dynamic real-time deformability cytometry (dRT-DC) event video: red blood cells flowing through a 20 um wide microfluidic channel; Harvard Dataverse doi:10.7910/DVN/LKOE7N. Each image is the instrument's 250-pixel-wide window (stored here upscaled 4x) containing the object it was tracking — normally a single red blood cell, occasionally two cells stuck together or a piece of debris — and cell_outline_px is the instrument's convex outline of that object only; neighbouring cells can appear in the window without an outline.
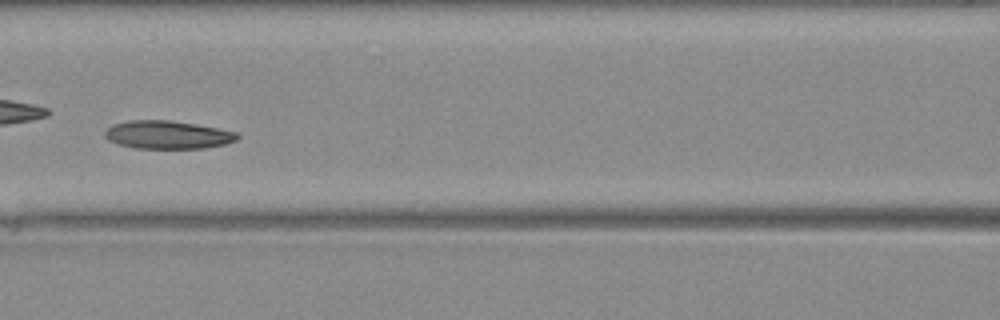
{"species": "Egyptian fruit bat (a non-hibernating species)", "species_latin": "Rousettus aegyptiacus", "temperature_condition": "warm", "stored_images_in_passage": 42, "camera_frame_rate_fps": 3000, "um_per_image_px": 0.085, "animal": {"sex": "female"}, "frame": {"image": 1, "passage_image": 19, "time_ms": 6.0, "image_size_px": [1000, 320], "cell_outline_px": [[240, 136], [236, 140], [224, 144], [204, 148], [136, 148], [120, 144], [108, 140], [104, 136], [104, 132], [112, 124], [132, 120], [168, 120], [196, 124], [236, 132]], "centroid_in_image_um": [14.23, 11.45], "position_along_channel_um": 152.4, "area_um2": 21.5}}
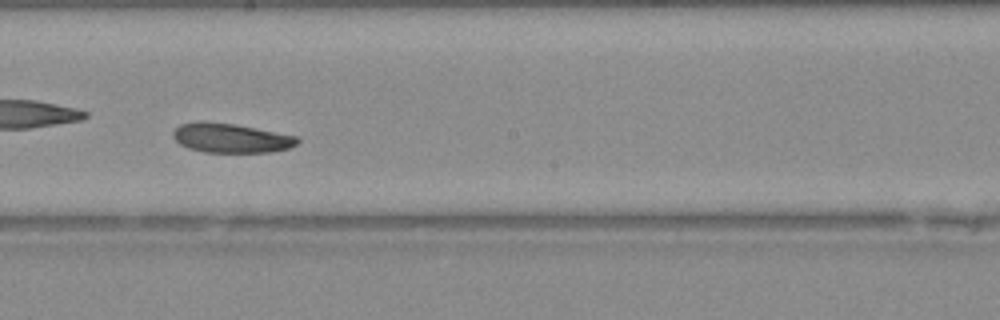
{"frame": {"image": 2, "passage_image": 24, "time_ms": 7.667, "image_size_px": [1000, 320], "cell_outline_px": [[300, 140], [296, 144], [288, 148], [272, 152], [204, 152], [188, 148], [180, 144], [172, 136], [172, 132], [180, 124], [196, 120], [204, 120], [232, 124], [296, 136]], "centroid_in_image_um": [19.56, 11.72], "position_along_channel_um": 228.6, "area_um2": 21.21}}
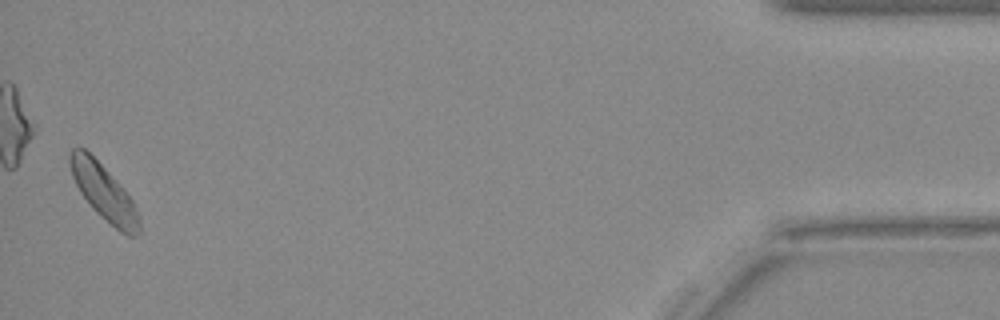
{"frame": {"image": 3, "passage_image": 42, "time_ms": 13.667, "image_size_px": [1000, 320], "cell_outline_px": [[140, 232], [136, 236], [128, 236], [120, 232], [100, 216], [92, 208], [80, 192], [72, 176], [68, 160], [68, 156], [72, 148], [84, 148], [116, 180], [132, 200], [136, 208], [140, 220]], "centroid_in_image_um": [8.82, 16.38], "position_along_channel_um": 426.4, "area_um2": 22.2}}